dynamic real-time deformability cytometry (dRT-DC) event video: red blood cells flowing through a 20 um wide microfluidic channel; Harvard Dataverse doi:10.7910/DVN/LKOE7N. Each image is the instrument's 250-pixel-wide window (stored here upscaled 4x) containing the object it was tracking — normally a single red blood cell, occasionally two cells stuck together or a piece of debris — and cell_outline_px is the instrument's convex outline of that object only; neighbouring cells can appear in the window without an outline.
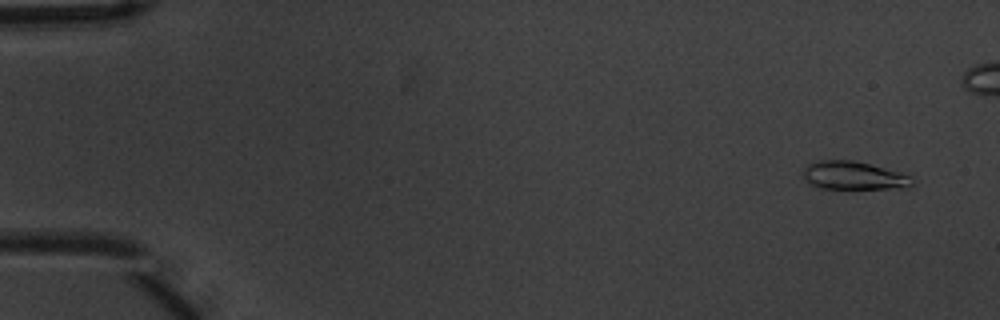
{"species": "common noctule bat (a hibernating species)", "species_latin": "Nyctalus noctula", "temperature_condition": "warm", "stored_images_in_passage": 11, "camera_frame_rate_fps": 3000, "um_per_image_px": 0.085, "animal": {"sex": "male", "body_mass_g": 20.1, "forearm_length_mm": 53.5}, "frame": {"image": 1, "passage_image": 1, "time_ms": 0.0, "image_size_px": [1000, 320], "cell_outline_px": [[912, 184], [908, 188], [820, 188], [812, 184], [800, 172], [808, 164], [820, 160], [852, 160], [900, 172], [908, 176], [912, 180]], "centroid_in_image_um": [72.53, 14.92], "position_along_channel_um": 12.5, "area_um2": 17.57}}
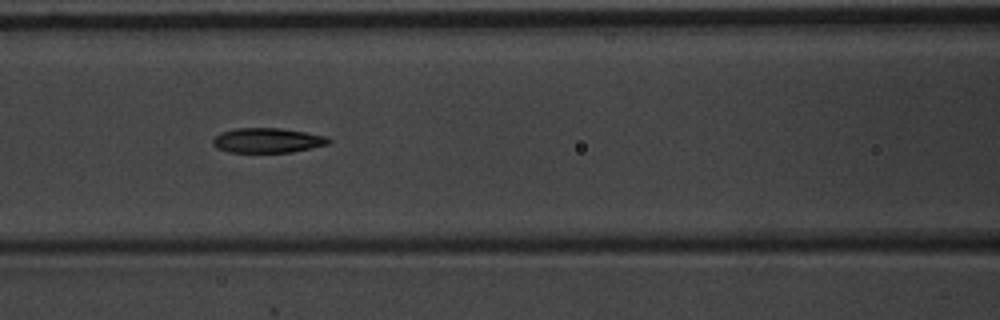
{"frame": {"image": 2, "passage_image": 7, "time_ms": 2.0, "image_size_px": [1000, 320], "cell_outline_px": [[332, 140], [328, 144], [312, 148], [292, 152], [228, 152], [216, 148], [212, 144], [212, 140], [220, 132], [236, 128], [280, 128], [328, 136]], "centroid_in_image_um": [22.73, 11.93], "position_along_channel_um": 143.9, "area_um2": 16.82}}
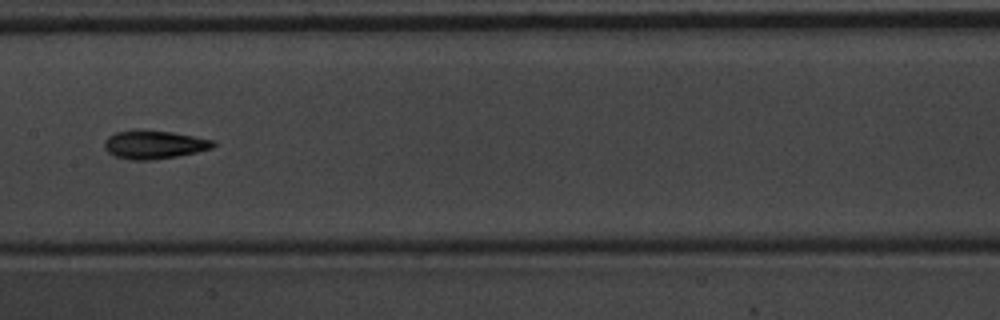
{"frame": {"image": 3, "passage_image": 8, "time_ms": 2.333, "image_size_px": [1000, 320], "cell_outline_px": [[216, 144], [212, 148], [196, 152], [176, 156], [152, 160], [132, 160], [116, 156], [108, 152], [104, 148], [104, 140], [108, 136], [116, 132], [172, 132], [216, 140]], "centroid_in_image_um": [13.13, 12.32], "position_along_channel_um": 194.3, "area_um2": 17.46}}